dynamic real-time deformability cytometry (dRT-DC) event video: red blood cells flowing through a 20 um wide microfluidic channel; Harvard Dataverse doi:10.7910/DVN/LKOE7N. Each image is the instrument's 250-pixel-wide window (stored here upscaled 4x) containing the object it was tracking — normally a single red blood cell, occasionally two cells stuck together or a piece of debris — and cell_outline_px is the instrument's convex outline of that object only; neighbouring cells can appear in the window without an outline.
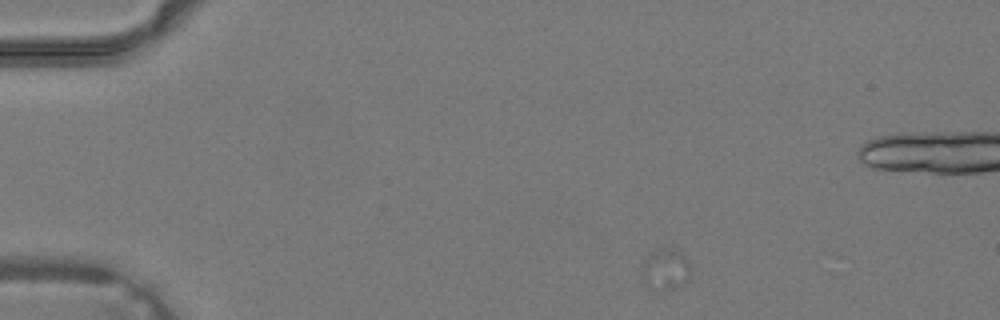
{"species": "common noctule bat (a hibernating species)", "species_latin": "Nyctalus noctula", "temperature_condition": "warm", "stored_images_in_passage": 15, "camera_frame_rate_fps": 3000, "um_per_image_px": 0.085, "animal": {"sex": "male", "body_mass_g": 19.2, "forearm_length_mm": 51.8}, "frame": {"image": 1, "passage_image": 4, "time_ms": 1.0, "image_size_px": [1000, 320], "cell_outline_px": [[692, 272], [688, 280], [672, 288], [664, 288], [644, 272], [644, 260], [652, 252], [660, 248], [672, 248], [680, 252], [688, 260]], "centroid_in_image_um": [56.75, 22.74], "position_along_channel_um": 28.3, "area_um2": 10.23}}